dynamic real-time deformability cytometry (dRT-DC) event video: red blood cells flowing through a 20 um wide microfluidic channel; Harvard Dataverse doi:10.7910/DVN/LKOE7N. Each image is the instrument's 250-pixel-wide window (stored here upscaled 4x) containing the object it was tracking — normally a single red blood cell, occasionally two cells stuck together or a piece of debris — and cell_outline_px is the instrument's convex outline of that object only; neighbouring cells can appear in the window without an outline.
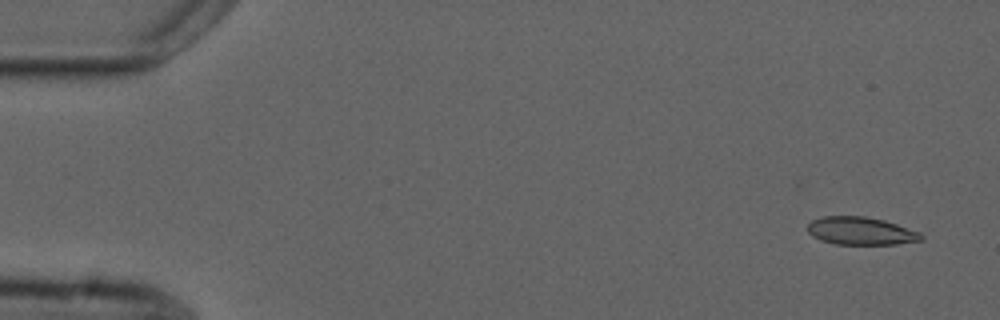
{"species": "common noctule bat (a hibernating species)", "species_latin": "Nyctalus noctula", "temperature_condition": "cold", "stored_images_in_passage": 6, "camera_frame_rate_fps": 3000, "um_per_image_px": 0.085, "animal": {"sex": "male", "forearm_length_mm": 52.5}, "frame": {"image": 1, "passage_image": 1, "time_ms": 0.0, "image_size_px": [1000, 320], "cell_outline_px": [[924, 240], [896, 244], [836, 244], [820, 240], [812, 236], [808, 232], [808, 224], [812, 220], [824, 216], [864, 216], [884, 220], [920, 232], [924, 236]], "centroid_in_image_um": [73.18, 19.63], "position_along_channel_um": 11.8, "area_um2": 18.44}}
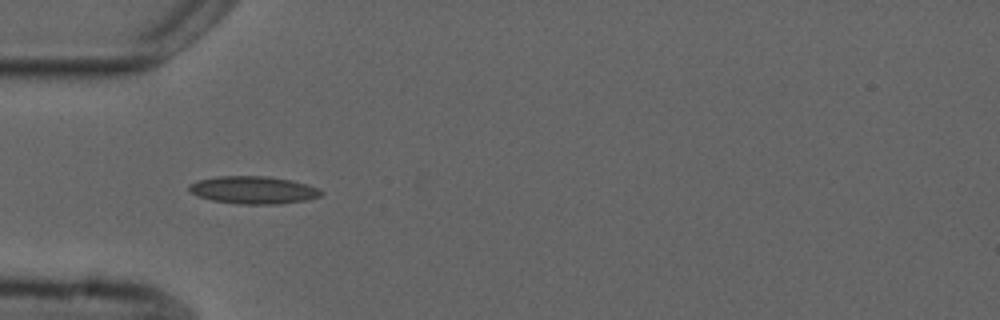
{"frame": {"image": 2, "passage_image": 5, "time_ms": 4.667, "image_size_px": [1000, 320], "cell_outline_px": [[324, 192], [320, 196], [304, 200], [276, 204], [240, 204], [212, 200], [196, 196], [188, 192], [188, 184], [196, 180], [216, 176], [268, 176], [292, 180], [320, 188]], "centroid_in_image_um": [21.48, 16.14], "position_along_channel_um": 63.5, "area_um2": 21.44}}
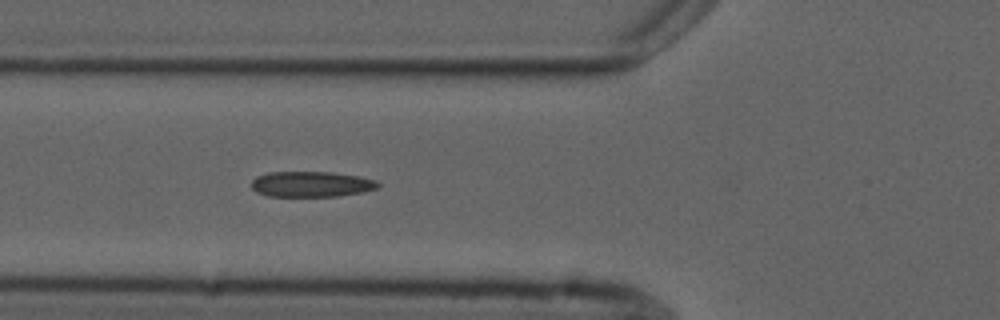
{"frame": {"image": 3, "passage_image": 6, "time_ms": 5.667, "image_size_px": [1000, 320], "cell_outline_px": [[380, 188], [364, 192], [336, 196], [268, 196], [256, 192], [252, 188], [252, 180], [256, 176], [268, 172], [332, 172], [356, 176], [376, 180], [380, 184]], "centroid_in_image_um": [26.47, 15.65], "position_along_channel_um": 99.3, "area_um2": 18.9}}